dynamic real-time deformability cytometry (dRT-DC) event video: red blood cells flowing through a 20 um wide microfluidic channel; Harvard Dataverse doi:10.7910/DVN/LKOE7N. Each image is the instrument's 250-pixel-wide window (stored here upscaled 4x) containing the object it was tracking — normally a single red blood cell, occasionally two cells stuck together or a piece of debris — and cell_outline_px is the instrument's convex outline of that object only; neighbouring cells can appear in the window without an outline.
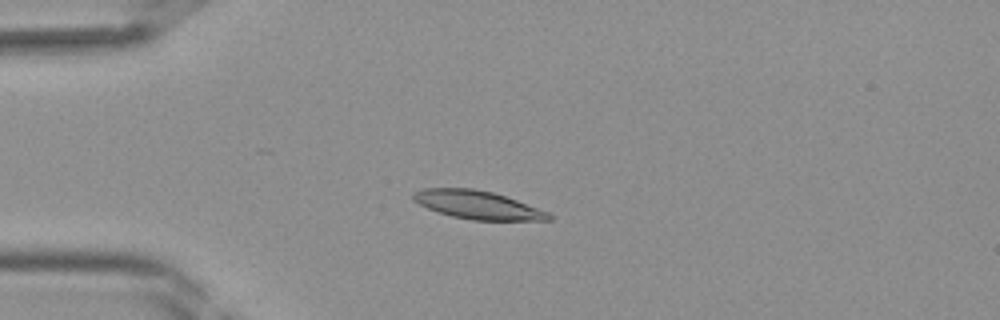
{"species": "Egyptian fruit bat (a non-hibernating species)", "species_latin": "Rousettus aegyptiacus", "temperature_condition": "room temperature", "stored_images_in_passage": 40, "camera_frame_rate_fps": 3000, "um_per_image_px": 0.085, "frame": {"image": 1, "passage_image": 10, "time_ms": 3.0, "image_size_px": [1000, 320], "cell_outline_px": [[552, 220], [472, 220], [452, 216], [428, 208], [412, 200], [412, 192], [424, 188], [472, 188], [492, 192], [516, 200], [548, 212], [552, 216]], "centroid_in_image_um": [40.56, 17.41], "position_along_channel_um": 44.4, "area_um2": 22.08}}
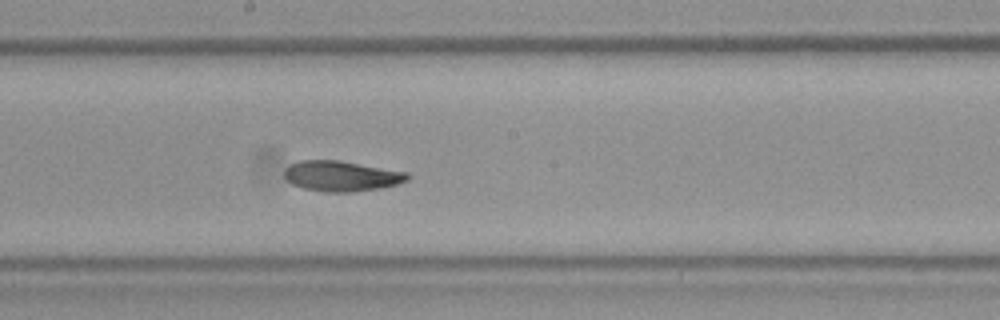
{"frame": {"image": 2, "passage_image": 22, "time_ms": 7.0, "image_size_px": [1000, 320], "cell_outline_px": [[412, 176], [408, 180], [396, 184], [380, 188], [352, 192], [324, 192], [304, 188], [292, 184], [284, 176], [284, 172], [292, 164], [300, 160], [340, 160], [408, 172]], "centroid_in_image_um": [29.07, 14.96], "position_along_channel_um": 219.1, "area_um2": 21.79}}
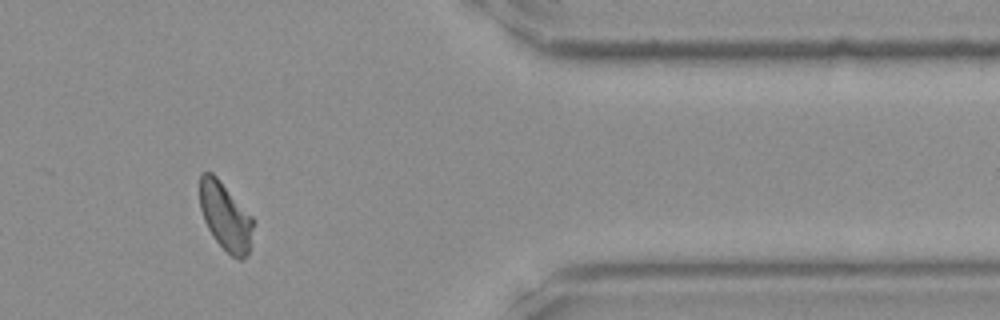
{"frame": {"image": 3, "passage_image": 34, "time_ms": 11.0, "image_size_px": [1000, 320], "cell_outline_px": [[252, 228], [248, 256], [244, 260], [236, 260], [212, 236], [204, 220], [200, 208], [200, 172], [212, 172], [216, 176], [252, 216]], "centroid_in_image_um": [19.14, 18.41], "position_along_channel_um": 392.3, "area_um2": 20.92}}